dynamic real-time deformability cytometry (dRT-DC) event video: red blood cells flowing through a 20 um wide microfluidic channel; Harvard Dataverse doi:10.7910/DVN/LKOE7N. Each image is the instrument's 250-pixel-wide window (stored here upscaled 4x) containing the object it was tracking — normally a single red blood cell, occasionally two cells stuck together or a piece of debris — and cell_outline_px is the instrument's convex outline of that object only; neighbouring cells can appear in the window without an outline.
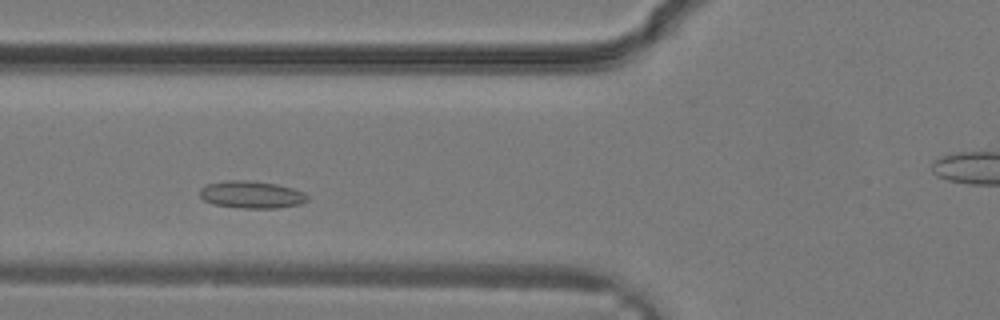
{"species": "common noctule bat (a hibernating species)", "species_latin": "Nyctalus noctula", "temperature_condition": "warm", "stored_images_in_passage": 21, "camera_frame_rate_fps": 3000, "um_per_image_px": 0.085, "animal": {"sex": "male", "body_mass_g": 19.2, "forearm_length_mm": 51.8}, "frame": {"image": 1, "passage_image": 5, "time_ms": 1.333, "image_size_px": [1000, 320], "cell_outline_px": [[308, 200], [300, 204], [276, 208], [240, 208], [212, 204], [204, 200], [200, 196], [200, 188], [208, 184], [228, 180], [248, 180], [276, 184], [292, 188], [304, 192], [308, 196]], "centroid_in_image_um": [21.37, 16.54], "position_along_channel_um": 104.4, "area_um2": 17.11}}
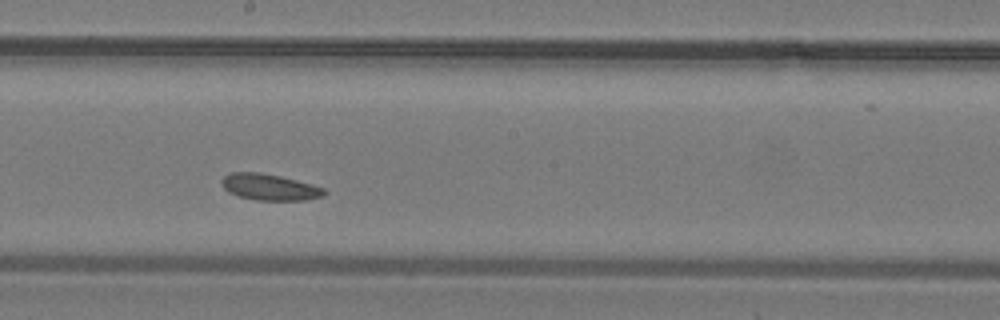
{"frame": {"image": 2, "passage_image": 11, "time_ms": 3.333, "image_size_px": [1000, 320], "cell_outline_px": [[328, 192], [324, 196], [308, 200], [256, 200], [240, 196], [228, 192], [220, 184], [220, 180], [228, 172], [260, 172], [280, 176], [312, 184], [324, 188]], "centroid_in_image_um": [22.91, 15.9], "position_along_channel_um": 225.3, "area_um2": 15.9}}
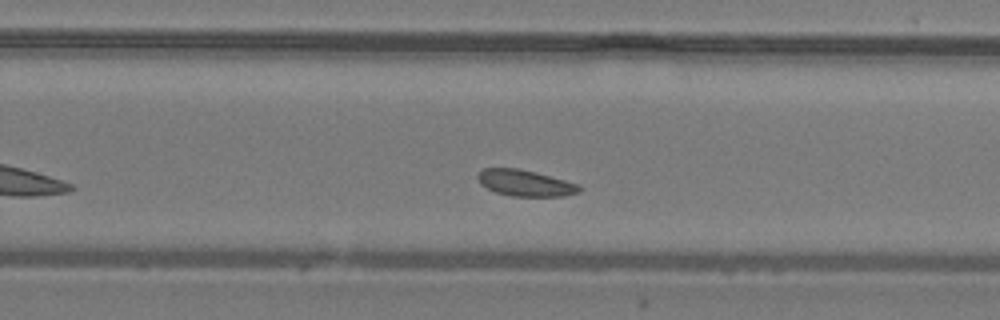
{"frame": {"image": 3, "passage_image": 14, "time_ms": 4.333, "image_size_px": [1000, 320], "cell_outline_px": [[580, 192], [564, 196], [512, 196], [496, 192], [480, 184], [476, 176], [476, 172], [484, 168], [520, 168], [536, 172], [564, 180], [576, 184], [580, 188]], "centroid_in_image_um": [44.58, 15.54], "position_along_channel_um": 285.2, "area_um2": 15.49}}